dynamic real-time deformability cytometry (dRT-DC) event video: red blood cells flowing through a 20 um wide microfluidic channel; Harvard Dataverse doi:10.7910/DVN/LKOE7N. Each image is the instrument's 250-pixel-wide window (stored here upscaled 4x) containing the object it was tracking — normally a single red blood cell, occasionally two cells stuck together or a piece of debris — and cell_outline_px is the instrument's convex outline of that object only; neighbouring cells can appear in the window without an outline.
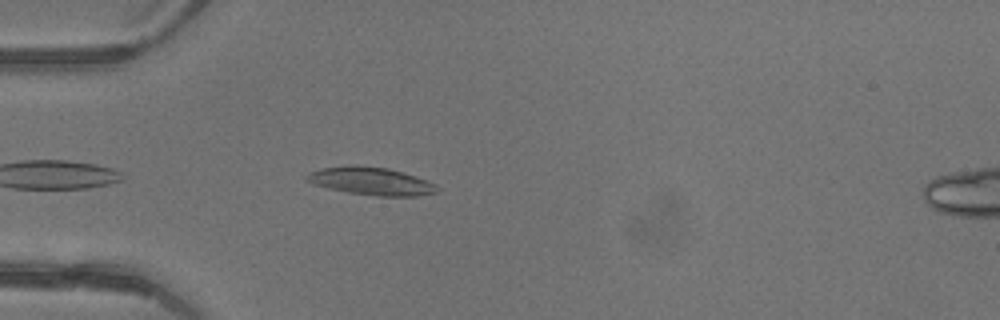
{"species": "common noctule bat (a hibernating species)", "species_latin": "Nyctalus noctula", "temperature_condition": "warm", "stored_images_in_passage": 4, "camera_frame_rate_fps": 3000, "um_per_image_px": 0.085, "animal": {"sex": "female"}, "frame": {"image": 1, "passage_image": 3, "time_ms": 0.667, "image_size_px": [1000, 320], "cell_outline_px": [[440, 192], [416, 196], [380, 196], [348, 192], [328, 188], [312, 184], [304, 180], [304, 176], [308, 172], [324, 168], [344, 164], [356, 164], [388, 168], [436, 184], [440, 188]], "centroid_in_image_um": [31.48, 15.39], "position_along_channel_um": 53.5, "area_um2": 21.27}}